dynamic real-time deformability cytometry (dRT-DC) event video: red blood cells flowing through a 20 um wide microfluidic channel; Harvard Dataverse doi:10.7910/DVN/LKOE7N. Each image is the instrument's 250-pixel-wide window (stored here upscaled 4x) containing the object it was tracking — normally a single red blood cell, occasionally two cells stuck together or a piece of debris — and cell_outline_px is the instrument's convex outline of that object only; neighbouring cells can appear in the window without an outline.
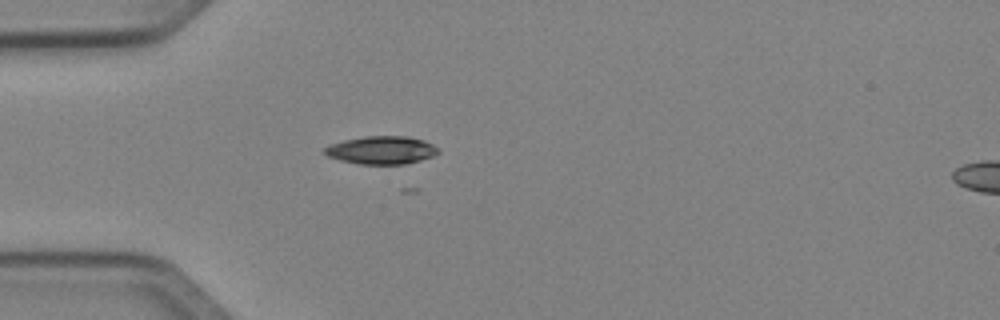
{"species": "Egyptian fruit bat (a non-hibernating species)", "species_latin": "Rousettus aegyptiacus", "temperature_condition": "cold", "stored_images_in_passage": 45, "camera_frame_rate_fps": 3000, "um_per_image_px": 0.085, "animal": {"sex": "female"}, "frame": {"image": 1, "passage_image": 9, "time_ms": 2.667, "image_size_px": [1000, 320], "cell_outline_px": [[440, 152], [432, 156], [420, 160], [404, 164], [360, 164], [340, 160], [328, 156], [324, 152], [324, 148], [332, 144], [344, 140], [364, 136], [404, 136], [424, 140], [432, 144]], "centroid_in_image_um": [32.42, 12.76], "position_along_channel_um": 52.6, "area_um2": 18.32}}
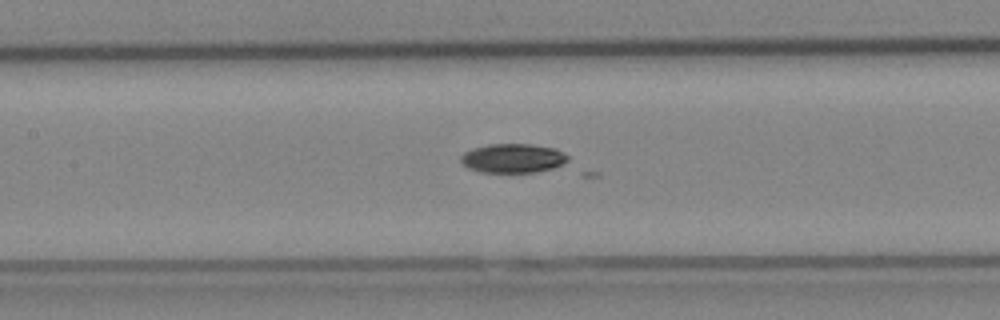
{"frame": {"image": 2, "passage_image": 18, "time_ms": 5.667, "image_size_px": [1000, 320], "cell_outline_px": [[568, 160], [564, 164], [556, 168], [536, 172], [480, 172], [468, 168], [460, 160], [460, 156], [464, 152], [472, 148], [488, 144], [532, 144], [556, 148], [568, 156]], "centroid_in_image_um": [43.61, 13.45], "position_along_channel_um": 163.8, "area_um2": 18.38}}
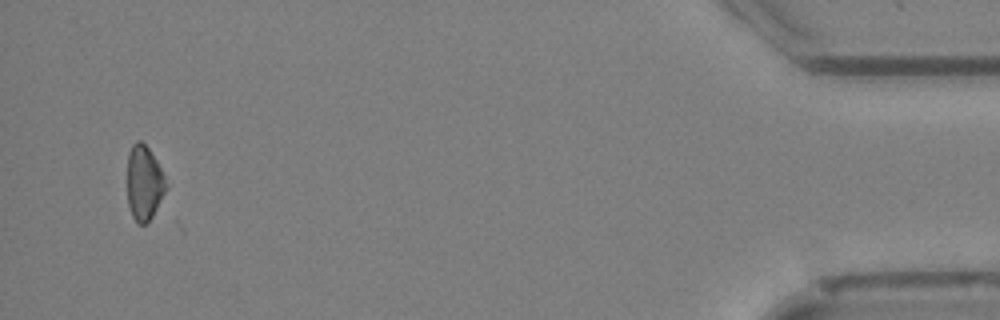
{"frame": {"image": 3, "passage_image": 43, "time_ms": 14.0, "image_size_px": [1000, 320], "cell_outline_px": [[168, 188], [152, 216], [144, 224], [140, 224], [132, 216], [128, 204], [128, 152], [132, 144], [136, 140], [140, 140], [148, 148], [156, 160], [168, 184]], "centroid_in_image_um": [12.26, 15.53], "position_along_channel_um": 422.9, "area_um2": 16.76}}